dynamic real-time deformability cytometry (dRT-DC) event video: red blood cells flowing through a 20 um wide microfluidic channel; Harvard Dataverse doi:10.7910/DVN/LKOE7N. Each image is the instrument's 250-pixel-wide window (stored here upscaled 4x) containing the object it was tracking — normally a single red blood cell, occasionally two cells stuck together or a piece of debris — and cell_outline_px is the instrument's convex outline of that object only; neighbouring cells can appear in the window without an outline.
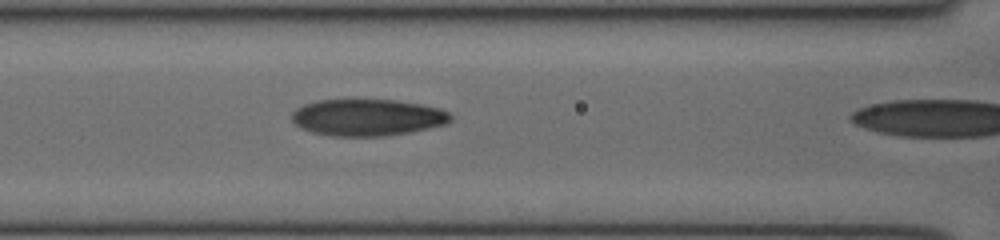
{"species": "human", "species_latin": "Homo sapiens", "temperature_condition": "cold", "stored_images_in_passage": 11, "camera_frame_rate_fps": 3000, "um_per_image_px": 0.085, "donor": {"sex": "female"}, "frame": {"image": 1, "passage_image": 10, "time_ms": 3.0, "image_size_px": [1000, 240], "cell_outline_px": [[452, 120], [448, 124], [408, 132], [384, 136], [332, 136], [312, 132], [300, 128], [292, 120], [292, 112], [296, 108], [304, 104], [316, 100], [396, 100], [424, 104], [440, 108], [448, 112], [452, 116]], "centroid_in_image_um": [31.25, 9.98], "position_along_channel_um": 135.4, "area_um2": 34.16}}